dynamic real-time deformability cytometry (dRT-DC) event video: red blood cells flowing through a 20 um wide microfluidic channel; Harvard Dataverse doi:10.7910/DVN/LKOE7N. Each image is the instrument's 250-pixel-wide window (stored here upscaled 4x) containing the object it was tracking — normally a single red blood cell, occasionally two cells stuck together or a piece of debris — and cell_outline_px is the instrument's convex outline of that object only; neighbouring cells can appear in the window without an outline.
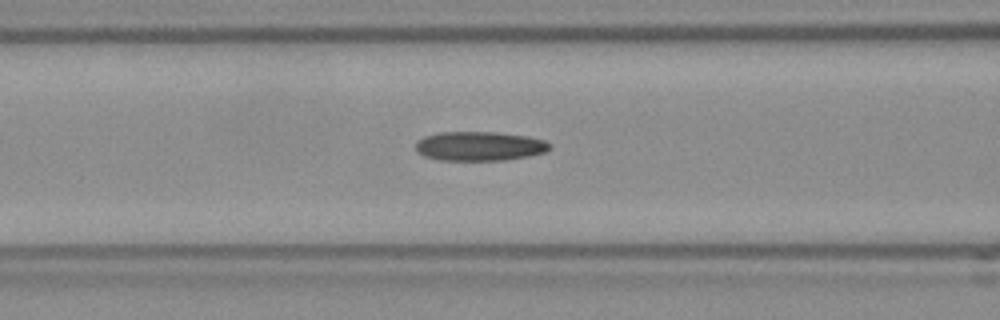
{"species": "Egyptian fruit bat (a non-hibernating species)", "species_latin": "Rousettus aegyptiacus", "temperature_condition": "room temperature", "stored_images_in_passage": 31, "camera_frame_rate_fps": 3000, "um_per_image_px": 0.085, "frame": {"image": 1, "passage_image": 10, "time_ms": 3.0, "image_size_px": [1000, 320], "cell_outline_px": [[552, 148], [544, 152], [528, 156], [504, 160], [440, 160], [424, 156], [416, 148], [416, 140], [424, 136], [440, 132], [496, 132], [528, 136], [544, 140], [552, 144]], "centroid_in_image_um": [40.78, 12.41], "position_along_channel_um": 125.8, "area_um2": 22.89}}